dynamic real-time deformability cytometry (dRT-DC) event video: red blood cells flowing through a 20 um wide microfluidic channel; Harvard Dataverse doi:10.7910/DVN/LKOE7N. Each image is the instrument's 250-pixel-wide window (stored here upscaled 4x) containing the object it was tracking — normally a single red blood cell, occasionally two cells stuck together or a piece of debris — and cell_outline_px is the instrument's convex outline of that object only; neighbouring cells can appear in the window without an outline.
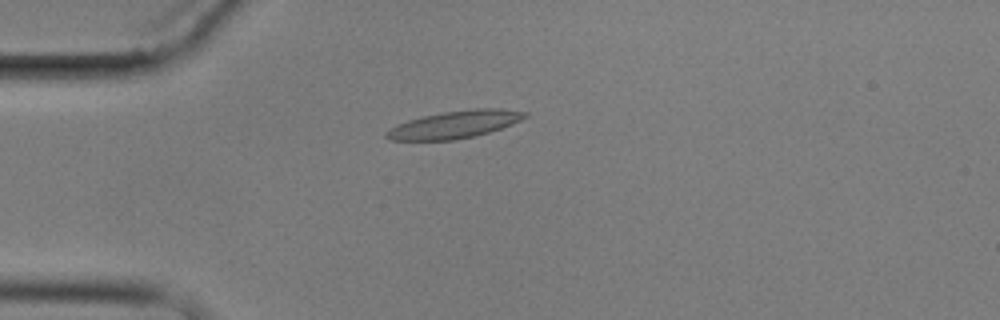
{"species": "common noctule bat (a hibernating species)", "species_latin": "Nyctalus noctula", "temperature_condition": "cold", "stored_images_in_passage": 9, "camera_frame_rate_fps": 3000, "um_per_image_px": 0.085, "animal": {"sex": "male", "body_mass_g": 17.9}, "frame": {"image": 1, "passage_image": 3, "time_ms": 2.333, "image_size_px": [1000, 320], "cell_outline_px": [[528, 116], [512, 124], [476, 136], [452, 140], [392, 140], [384, 136], [396, 124], [408, 120], [424, 116], [444, 112], [476, 108], [500, 108], [528, 112]], "centroid_in_image_um": [38.69, 10.57], "position_along_channel_um": 46.3, "area_um2": 21.91}}
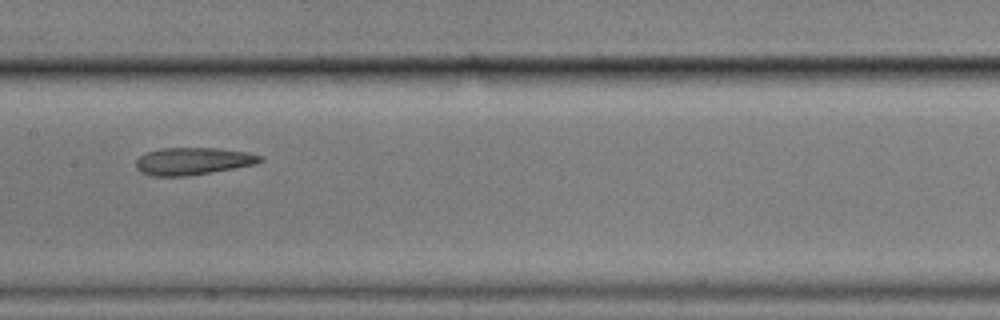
{"frame": {"image": 2, "passage_image": 7, "time_ms": 7.0, "image_size_px": [1000, 320], "cell_outline_px": [[264, 160], [256, 164], [236, 168], [188, 176], [148, 176], [140, 172], [136, 168], [136, 160], [140, 156], [148, 152], [160, 148], [220, 148], [248, 152], [264, 156]], "centroid_in_image_um": [16.42, 13.7], "position_along_channel_um": 191.0, "area_um2": 20.06}}
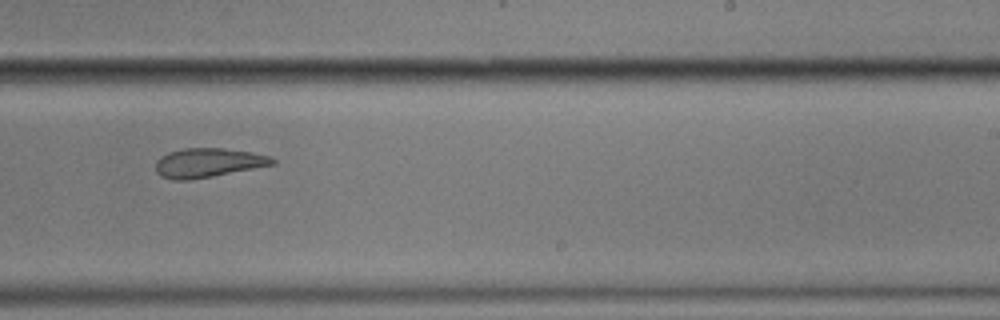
{"frame": {"image": 3, "passage_image": 9, "time_ms": 9.333, "image_size_px": [1000, 320], "cell_outline_px": [[276, 164], [212, 176], [188, 180], [172, 180], [160, 176], [156, 172], [156, 160], [160, 156], [168, 152], [184, 148], [224, 148], [252, 152], [272, 156], [276, 160]], "centroid_in_image_um": [17.68, 13.83], "position_along_channel_um": 271.3, "area_um2": 20.0}}